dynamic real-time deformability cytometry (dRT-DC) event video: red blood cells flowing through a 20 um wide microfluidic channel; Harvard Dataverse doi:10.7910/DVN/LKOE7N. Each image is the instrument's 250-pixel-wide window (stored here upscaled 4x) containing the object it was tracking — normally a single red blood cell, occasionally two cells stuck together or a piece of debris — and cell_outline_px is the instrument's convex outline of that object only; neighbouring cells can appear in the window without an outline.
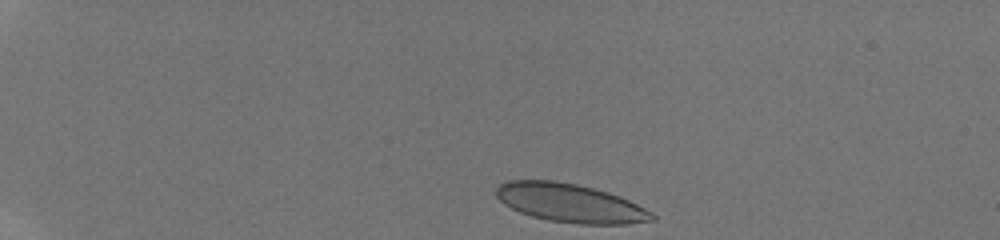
{"species": "human", "species_latin": "Homo sapiens", "temperature_condition": "room temperature", "stored_images_in_passage": 40, "camera_frame_rate_fps": 3000, "um_per_image_px": 0.085, "donor": {"sex": "male"}, "frame": {"image": 1, "passage_image": 1, "time_ms": 0.0, "image_size_px": [1000, 240], "cell_outline_px": [[656, 220], [628, 224], [580, 224], [548, 220], [532, 216], [520, 212], [504, 204], [496, 196], [496, 188], [500, 184], [508, 180], [556, 180], [576, 184], [608, 192], [620, 196], [652, 212], [656, 216]], "centroid_in_image_um": [48.47, 17.26], "position_along_channel_um": 36.5, "area_um2": 35.03}}
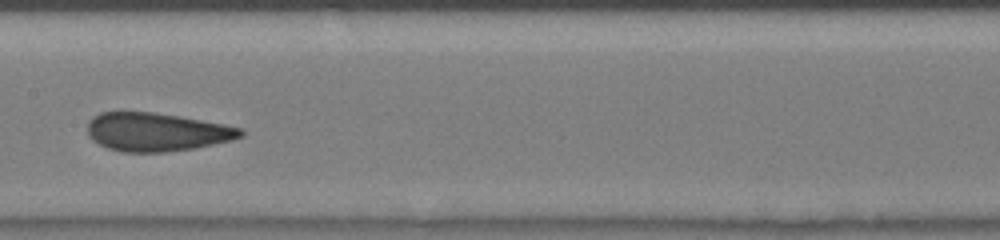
{"frame": {"image": 2, "passage_image": 19, "time_ms": 6.0, "image_size_px": [1000, 240], "cell_outline_px": [[244, 136], [232, 140], [196, 148], [164, 152], [120, 152], [108, 148], [92, 140], [88, 136], [88, 120], [92, 116], [100, 112], [152, 112], [180, 116], [224, 124], [244, 128]], "centroid_in_image_um": [13.32, 11.22], "position_along_channel_um": 194.1, "area_um2": 34.56}}
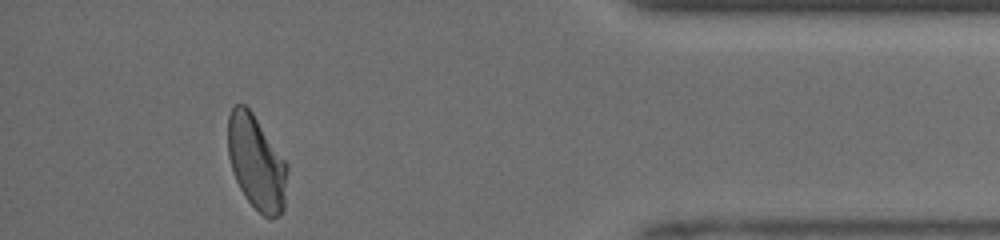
{"frame": {"image": 3, "passage_image": 37, "time_ms": 12.0, "image_size_px": [1000, 240], "cell_outline_px": [[288, 168], [284, 208], [280, 216], [268, 220], [244, 196], [232, 172], [228, 156], [228, 116], [232, 108], [236, 104], [244, 104], [252, 112], [288, 164]], "centroid_in_image_um": [21.8, 13.84], "position_along_channel_um": 413.4, "area_um2": 32.77}, "authors_computed_cell_mechanics": {"area_um2": 34.5355, "velocity_mm_per_s": 4.1919, "shape_relaxation_time_tau1_ms": null, "shape_relaxation_time_tau2_ms": 0.808, "deformation_change_tau1": null, "deformation_change_tau2": 0.0581}}